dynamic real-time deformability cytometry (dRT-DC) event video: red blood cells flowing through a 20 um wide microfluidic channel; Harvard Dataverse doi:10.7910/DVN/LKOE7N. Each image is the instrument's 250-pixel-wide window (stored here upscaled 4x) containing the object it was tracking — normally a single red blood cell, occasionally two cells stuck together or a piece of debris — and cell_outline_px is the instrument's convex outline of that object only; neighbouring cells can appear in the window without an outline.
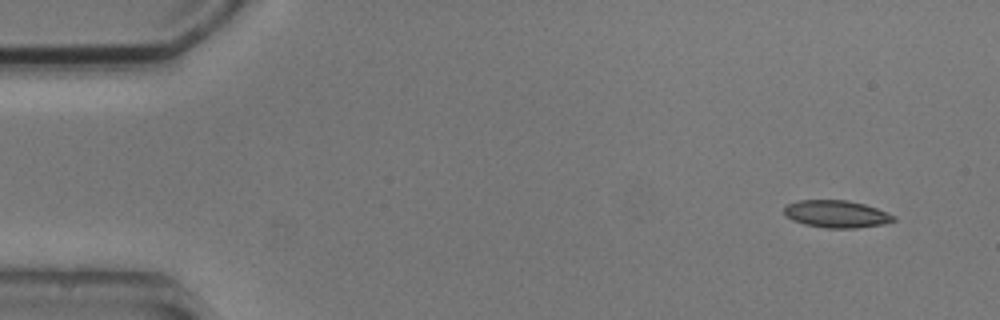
{"species": "common noctule bat (a hibernating species)", "species_latin": "Nyctalus noctula", "temperature_condition": "cold", "stored_images_in_passage": 3, "camera_frame_rate_fps": 3000, "um_per_image_px": 0.085, "animal": {"sex": "male", "body_mass_g": 20.5, "forearm_length_mm": 52.5}, "frame": {"image": 1, "passage_image": 1, "time_ms": 0.0, "image_size_px": [1000, 320], "cell_outline_px": [[896, 220], [884, 224], [856, 228], [824, 228], [804, 224], [792, 220], [784, 216], [784, 208], [788, 204], [800, 200], [848, 200], [864, 204], [876, 208], [896, 216]], "centroid_in_image_um": [71.09, 18.19], "position_along_channel_um": 13.9, "area_um2": 17.51}}
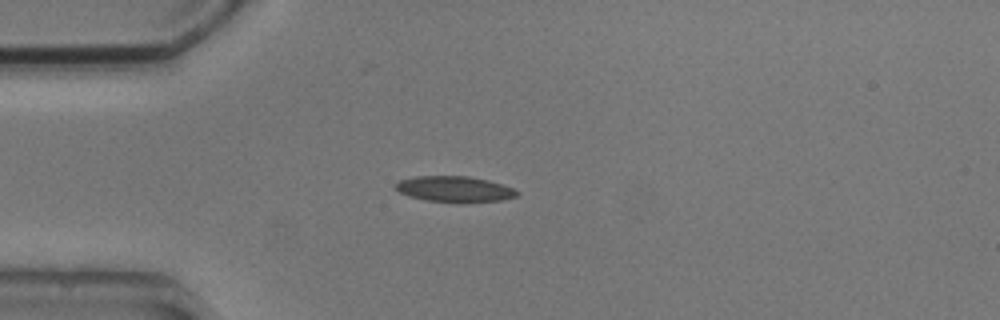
{"frame": {"image": 2, "passage_image": 3, "time_ms": 3.333, "image_size_px": [1000, 320], "cell_outline_px": [[520, 192], [516, 196], [500, 200], [428, 200], [408, 196], [400, 192], [396, 188], [396, 184], [400, 180], [416, 176], [468, 176], [488, 180], [512, 188]], "centroid_in_image_um": [38.6, 16.03], "position_along_channel_um": 46.4, "area_um2": 17.28}}